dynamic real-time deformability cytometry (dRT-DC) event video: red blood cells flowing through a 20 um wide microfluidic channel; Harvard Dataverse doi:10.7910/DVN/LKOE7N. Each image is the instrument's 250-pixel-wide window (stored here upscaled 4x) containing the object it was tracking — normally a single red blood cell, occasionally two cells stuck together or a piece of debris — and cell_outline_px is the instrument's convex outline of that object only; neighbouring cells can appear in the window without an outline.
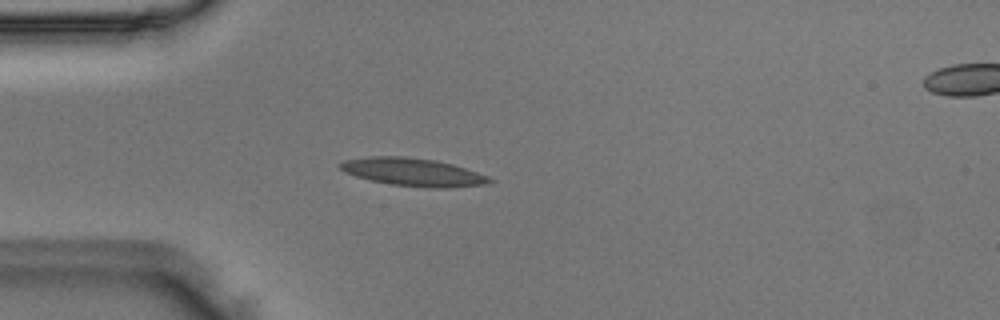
{"species": "Egyptian fruit bat (a non-hibernating species)", "species_latin": "Rousettus aegyptiacus", "temperature_condition": "room temperature", "stored_images_in_passage": 48, "camera_frame_rate_fps": 3000, "um_per_image_px": 0.085, "animal": {"sex": "male"}, "frame": {"image": 1, "passage_image": 12, "time_ms": 3.667, "image_size_px": [1000, 320], "cell_outline_px": [[496, 180], [484, 184], [448, 188], [432, 188], [392, 184], [372, 180], [356, 176], [344, 172], [340, 168], [340, 164], [344, 160], [372, 156], [404, 156], [436, 160], [452, 164], [488, 176]], "centroid_in_image_um": [35.12, 14.62], "position_along_channel_um": 49.9, "area_um2": 24.04}}
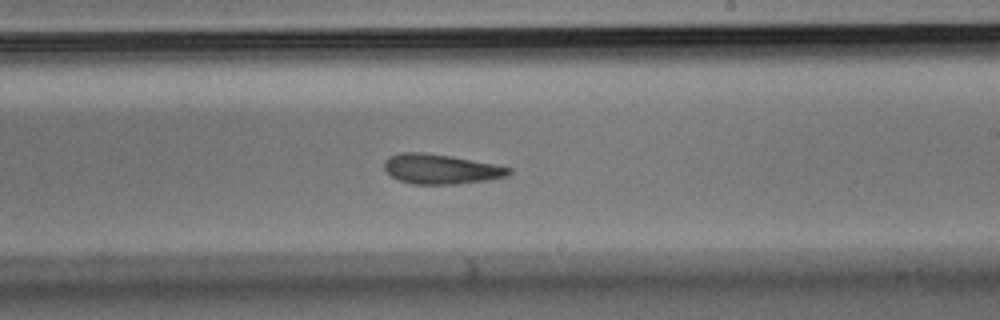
{"frame": {"image": 2, "passage_image": 28, "time_ms": 9.0, "image_size_px": [1000, 320], "cell_outline_px": [[512, 172], [508, 176], [488, 180], [456, 184], [412, 184], [400, 180], [392, 176], [384, 168], [384, 160], [388, 156], [400, 152], [424, 152], [452, 156], [496, 164], [512, 168]], "centroid_in_image_um": [37.49, 14.36], "position_along_channel_um": 251.5, "area_um2": 21.85}}
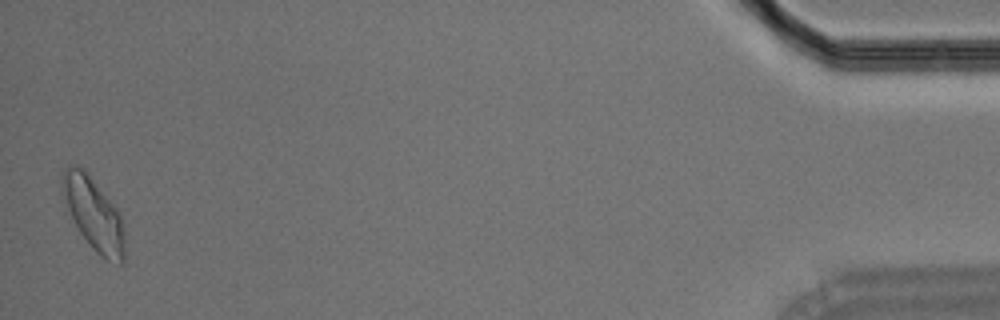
{"frame": {"image": 3, "passage_image": 48, "time_ms": 15.667, "image_size_px": [1000, 320], "cell_outline_px": [[124, 264], [120, 264], [108, 260], [100, 256], [96, 252], [80, 232], [60, 192], [60, 176], [64, 168], [68, 164], [76, 164], [84, 168], [88, 172], [116, 208], [120, 216], [124, 228]], "centroid_in_image_um": [7.93, 18.11], "position_along_channel_um": 427.3, "area_um2": 26.47}}